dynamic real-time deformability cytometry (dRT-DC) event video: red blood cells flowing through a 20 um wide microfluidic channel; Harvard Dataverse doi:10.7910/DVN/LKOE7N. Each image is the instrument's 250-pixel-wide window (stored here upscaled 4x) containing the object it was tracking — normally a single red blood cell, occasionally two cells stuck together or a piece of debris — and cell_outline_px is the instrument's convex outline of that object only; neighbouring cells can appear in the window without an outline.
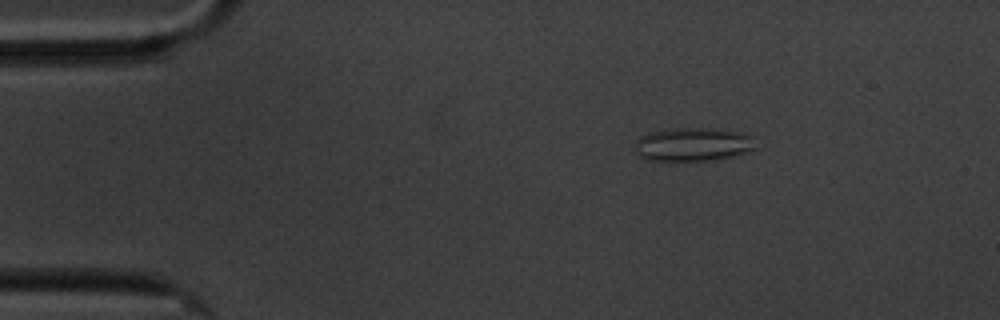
{"species": "common noctule bat (a hibernating species)", "species_latin": "Nyctalus noctula", "temperature_condition": "cold", "stored_images_in_passage": 6, "segment_of_instrument_passage": [1, 2], "camera_frame_rate_fps": 3000, "um_per_image_px": 0.085, "animal": {"sex": "male", "body_mass_g": 20.1, "forearm_length_mm": 53.5}, "frame": {"image": 1, "passage_image": 3, "time_ms": 2.333, "image_size_px": [1000, 320], "cell_outline_px": [[756, 148], [744, 152], [716, 160], [648, 160], [640, 156], [636, 152], [636, 140], [640, 136], [648, 132], [672, 128], [700, 128], [732, 132], [752, 136]], "centroid_in_image_um": [58.83, 12.28], "position_along_channel_um": 26.2, "area_um2": 23.06}}